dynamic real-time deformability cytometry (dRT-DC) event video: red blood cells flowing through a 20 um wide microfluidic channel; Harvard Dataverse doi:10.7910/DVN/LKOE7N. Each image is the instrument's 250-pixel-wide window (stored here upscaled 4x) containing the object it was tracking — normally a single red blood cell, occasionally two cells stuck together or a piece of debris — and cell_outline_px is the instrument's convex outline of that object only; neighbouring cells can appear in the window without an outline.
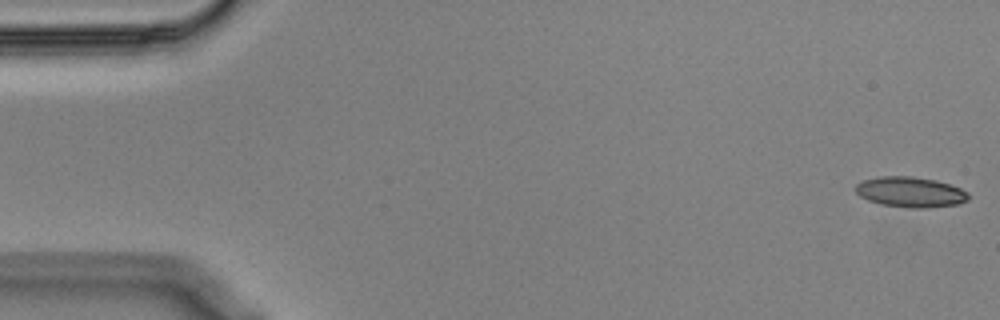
{"species": "Egyptian fruit bat (a non-hibernating species)", "species_latin": "Rousettus aegyptiacus", "temperature_condition": "cold", "stored_images_in_passage": 55, "camera_frame_rate_fps": 3000, "um_per_image_px": 0.085, "animal": {"sex": "male"}, "frame": {"image": 1, "passage_image": 1, "time_ms": 0.0, "image_size_px": [1000, 320], "cell_outline_px": [[968, 200], [956, 204], [928, 208], [908, 208], [880, 204], [868, 200], [860, 196], [856, 192], [856, 184], [864, 180], [880, 176], [912, 176], [936, 180], [960, 188], [968, 192]], "centroid_in_image_um": [77.38, 16.32], "position_along_channel_um": 7.6, "area_um2": 19.94}}
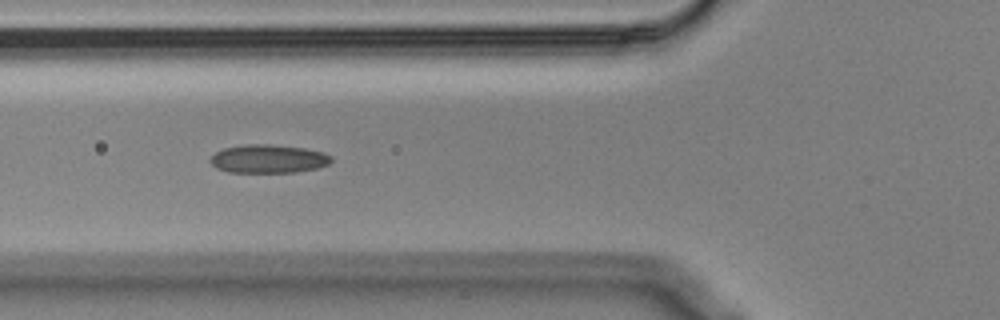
{"frame": {"image": 2, "passage_image": 20, "time_ms": 6.333, "image_size_px": [1000, 320], "cell_outline_px": [[332, 160], [328, 164], [316, 168], [296, 172], [228, 172], [216, 168], [208, 160], [216, 152], [224, 148], [248, 144], [268, 144], [304, 148], [324, 152], [332, 156]], "centroid_in_image_um": [22.81, 13.5], "position_along_channel_um": 103.0, "area_um2": 20.0}}
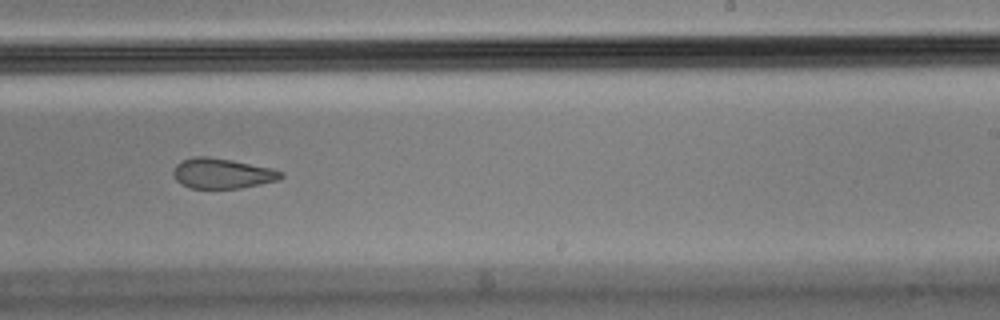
{"frame": {"image": 3, "passage_image": 34, "time_ms": 11.0, "image_size_px": [1000, 320], "cell_outline_px": [[284, 176], [280, 180], [240, 188], [188, 188], [180, 184], [176, 180], [172, 172], [176, 164], [180, 160], [192, 156], [208, 156], [232, 160], [272, 168], [284, 172]], "centroid_in_image_um": [18.87, 14.73], "position_along_channel_um": 270.1, "area_um2": 19.25}, "authors_computed_cell_mechanics": {"area_um2": 19.9988, "velocity_mm_per_s": 3.5739, "shape_relaxation_time_tau1_ms": null, "shape_relaxation_time_tau2_ms": 3.6636, "deformation_change_tau1": null, "deformation_change_tau2": 0.1001}}